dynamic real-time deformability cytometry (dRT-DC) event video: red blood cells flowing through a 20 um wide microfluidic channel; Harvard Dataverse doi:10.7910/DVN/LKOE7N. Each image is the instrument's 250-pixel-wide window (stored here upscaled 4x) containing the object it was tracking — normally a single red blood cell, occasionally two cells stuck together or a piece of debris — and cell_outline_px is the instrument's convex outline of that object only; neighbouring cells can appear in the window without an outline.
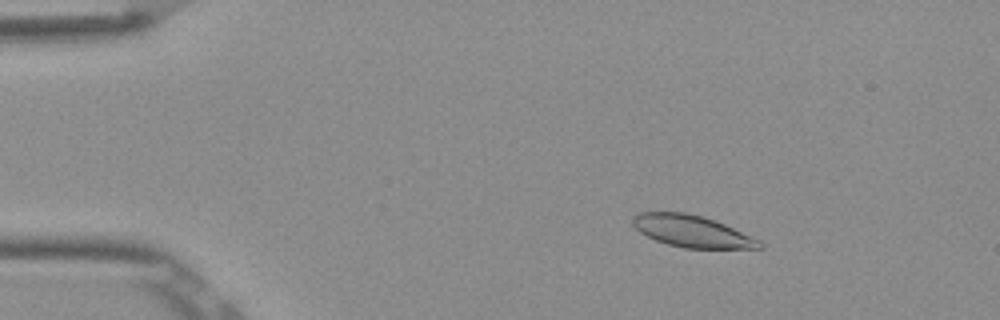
{"species": "Egyptian fruit bat (a non-hibernating species)", "species_latin": "Rousettus aegyptiacus", "temperature_condition": "room temperature", "stored_images_in_passage": 5, "camera_frame_rate_fps": 3000, "um_per_image_px": 0.085, "frame": {"image": 1, "passage_image": 3, "time_ms": 0.667, "image_size_px": [1000, 320], "cell_outline_px": [[764, 248], [684, 248], [668, 244], [656, 240], [640, 232], [632, 224], [632, 216], [640, 212], [684, 212], [700, 216], [724, 224], [760, 240], [764, 244]], "centroid_in_image_um": [58.8, 19.66], "position_along_channel_um": 26.2, "area_um2": 23.24}}